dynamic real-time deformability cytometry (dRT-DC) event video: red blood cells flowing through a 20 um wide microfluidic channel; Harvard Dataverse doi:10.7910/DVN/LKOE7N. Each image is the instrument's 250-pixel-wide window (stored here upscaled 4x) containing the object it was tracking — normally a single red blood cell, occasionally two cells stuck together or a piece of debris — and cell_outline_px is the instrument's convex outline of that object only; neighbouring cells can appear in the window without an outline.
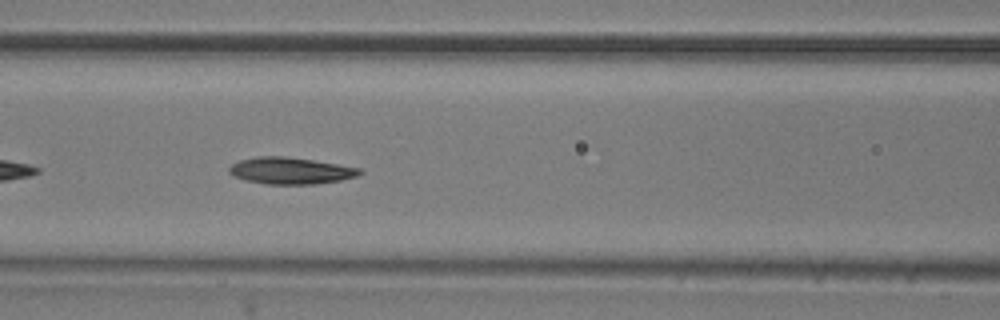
{"species": "common noctule bat (a hibernating species)", "species_latin": "Nyctalus noctula", "temperature_condition": "room temperature", "stored_images_in_passage": 30, "camera_frame_rate_fps": 3000, "um_per_image_px": 0.085, "animal": {"sex": "male", "body_mass_g": 20.5, "forearm_length_mm": 52.5}, "frame": {"image": 1, "passage_image": 9, "time_ms": 2.667, "image_size_px": [1000, 320], "cell_outline_px": [[364, 172], [356, 176], [340, 180], [312, 184], [268, 184], [244, 180], [228, 172], [228, 168], [232, 164], [240, 160], [256, 156], [284, 156], [312, 160], [360, 168]], "centroid_in_image_um": [24.67, 14.5], "position_along_channel_um": 141.9, "area_um2": 20.11}}
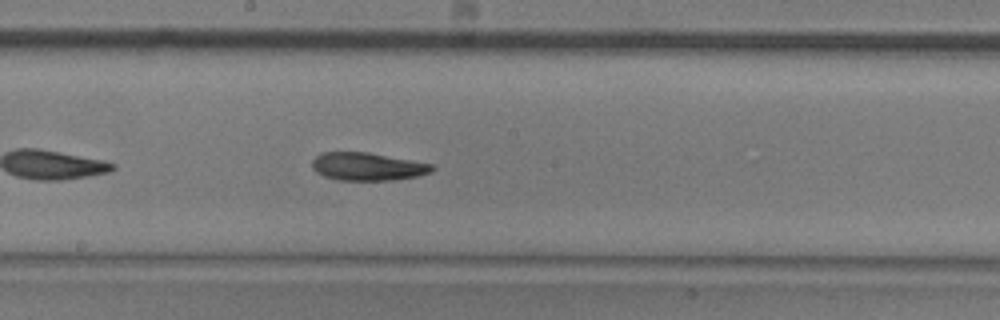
{"frame": {"image": 2, "passage_image": 15, "time_ms": 4.667, "image_size_px": [1000, 320], "cell_outline_px": [[436, 168], [432, 172], [416, 176], [396, 180], [336, 180], [324, 176], [316, 172], [312, 168], [312, 160], [320, 152], [368, 152], [436, 164]], "centroid_in_image_um": [31.27, 14.15], "position_along_channel_um": 216.9, "area_um2": 19.83}}
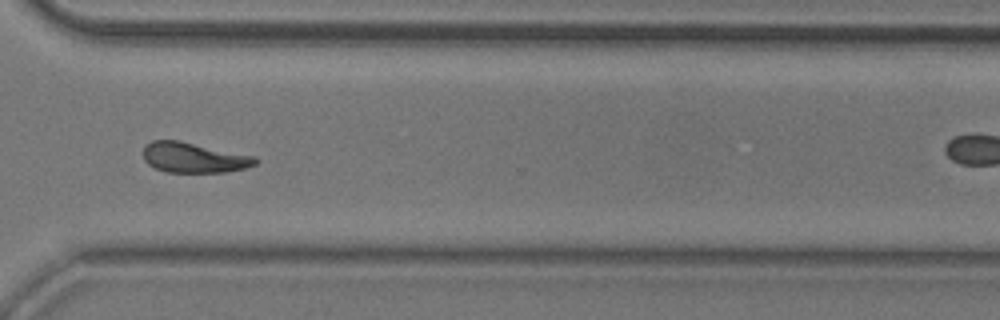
{"frame": {"image": 3, "passage_image": 26, "time_ms": 8.333, "image_size_px": [1000, 320], "cell_outline_px": [[260, 160], [256, 164], [244, 168], [224, 172], [168, 172], [156, 168], [148, 164], [144, 160], [144, 144], [152, 140], [180, 140], [256, 156]], "centroid_in_image_um": [16.49, 13.38], "position_along_channel_um": 354.1, "area_um2": 19.88}}